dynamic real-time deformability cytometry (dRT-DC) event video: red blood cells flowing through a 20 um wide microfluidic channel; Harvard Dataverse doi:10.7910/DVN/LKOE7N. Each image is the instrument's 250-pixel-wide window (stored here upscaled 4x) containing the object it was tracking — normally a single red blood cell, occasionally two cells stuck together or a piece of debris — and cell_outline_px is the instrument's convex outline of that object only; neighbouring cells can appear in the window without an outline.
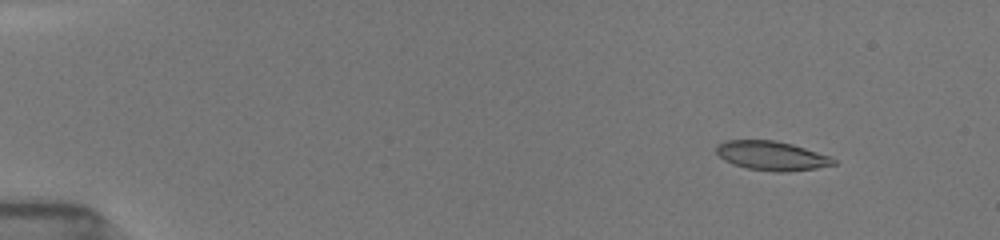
{"species": "common noctule bat (a hibernating species)", "species_latin": "Nyctalus noctula", "temperature_condition": "room temperature", "stored_images_in_passage": 48, "camera_frame_rate_fps": 3000, "um_per_image_px": 0.085, "animal": {"sex": "female", "body_mass_g": 19.5, "forearm_length_mm": 54.1}, "frame": {"image": 1, "passage_image": 1, "time_ms": 0.0, "image_size_px": [1000, 240], "cell_outline_px": [[836, 164], [816, 168], [788, 172], [776, 172], [748, 168], [732, 164], [724, 160], [716, 152], [716, 148], [724, 140], [772, 140], [792, 144], [832, 156], [836, 160]], "centroid_in_image_um": [65.62, 13.24], "position_along_channel_um": 19.4, "area_um2": 19.94}}
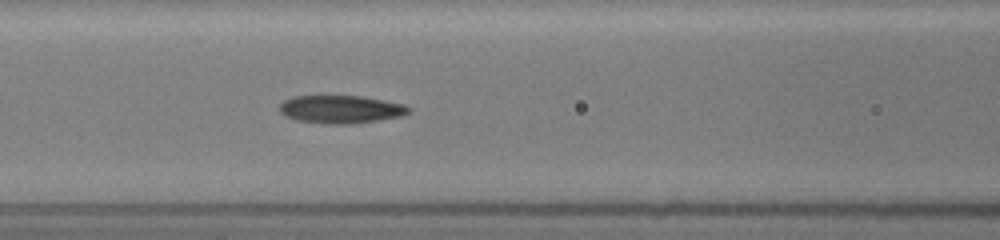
{"frame": {"image": 2, "passage_image": 19, "time_ms": 6.0, "image_size_px": [1000, 240], "cell_outline_px": [[412, 108], [408, 112], [400, 116], [352, 124], [324, 124], [296, 120], [284, 116], [280, 112], [280, 104], [284, 100], [292, 96], [360, 96], [384, 100], [404, 104]], "centroid_in_image_um": [28.93, 9.29], "position_along_channel_um": 137.7, "area_um2": 21.04}}
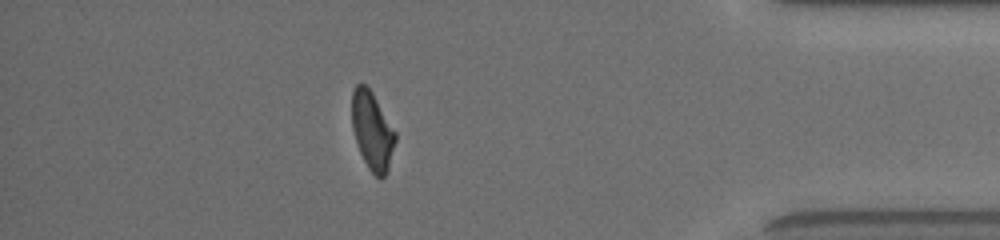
{"frame": {"image": 3, "passage_image": 42, "time_ms": 13.667, "image_size_px": [1000, 240], "cell_outline_px": [[396, 140], [388, 168], [384, 176], [380, 180], [368, 168], [360, 152], [352, 128], [352, 88], [356, 84], [364, 84], [372, 92], [396, 132]], "centroid_in_image_um": [31.63, 11.11], "position_along_channel_um": 403.6, "area_um2": 19.59}, "authors_computed_cell_mechanics": {"area_um2": 20.7502, "velocity_mm_per_s": 3.9108, "shape_relaxation_time_tau1_ms": 4.6314, "shape_relaxation_time_tau2_ms": 2.2862, "deformation_change_tau1": 0.1741, "deformation_change_tau2": 0.0919}}